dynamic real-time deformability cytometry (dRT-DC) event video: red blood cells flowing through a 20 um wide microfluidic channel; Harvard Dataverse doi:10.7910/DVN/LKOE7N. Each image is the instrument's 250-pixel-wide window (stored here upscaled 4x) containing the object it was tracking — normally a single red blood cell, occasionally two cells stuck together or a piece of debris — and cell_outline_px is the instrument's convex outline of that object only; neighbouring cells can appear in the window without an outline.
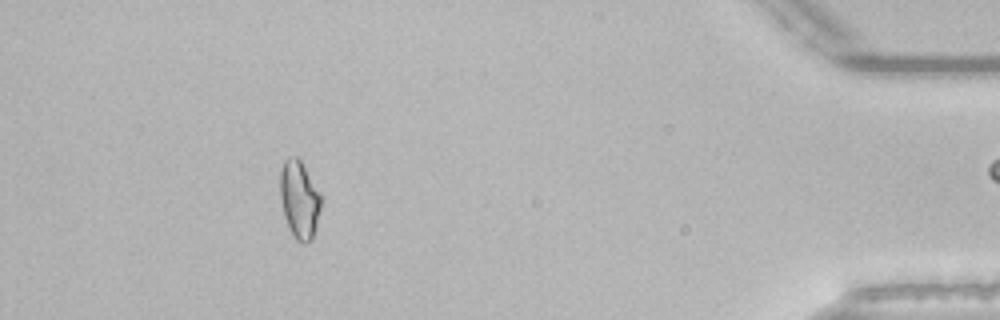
{"species": "common noctule bat (a hibernating species)", "species_latin": "Nyctalus noctula", "temperature_condition": "room temperature", "stored_images_in_passage": 44, "segment_of_instrument_passage": [1, 2], "camera_frame_rate_fps": 3000, "um_per_image_px": 0.085, "animal": {"sex": "male", "body_mass_g": 21.5, "forearm_length_mm": 52.0}, "frame": {"image": 1, "passage_image": 38, "time_ms": 12.333, "image_size_px": [1000, 320], "cell_outline_px": [[320, 208], [312, 240], [304, 244], [296, 240], [288, 228], [284, 216], [280, 196], [280, 172], [284, 160], [292, 156], [296, 156], [300, 160], [320, 192]], "centroid_in_image_um": [25.42, 16.97], "position_along_channel_um": 409.8, "area_um2": 18.38}}